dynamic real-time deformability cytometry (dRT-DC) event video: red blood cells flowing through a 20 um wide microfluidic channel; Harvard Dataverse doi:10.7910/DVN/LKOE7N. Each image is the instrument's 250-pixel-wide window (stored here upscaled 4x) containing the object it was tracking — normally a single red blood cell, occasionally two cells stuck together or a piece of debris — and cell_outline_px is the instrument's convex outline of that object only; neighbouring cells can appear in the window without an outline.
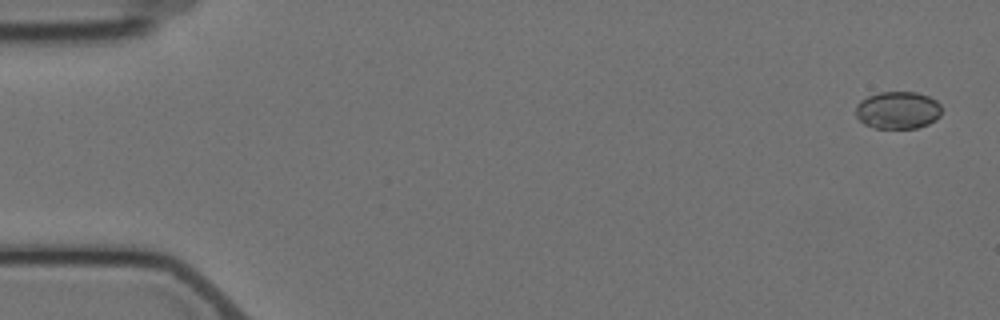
{"species": "Egyptian fruit bat (a non-hibernating species)", "species_latin": "Rousettus aegyptiacus", "temperature_condition": "cold", "stored_images_in_passage": 6, "camera_frame_rate_fps": 3000, "um_per_image_px": 0.085, "animal": {"sex": "female"}, "frame": {"image": 1, "passage_image": 1, "time_ms": 0.0, "image_size_px": [1000, 320], "cell_outline_px": [[940, 116], [936, 120], [928, 124], [916, 128], [876, 128], [864, 124], [856, 116], [856, 104], [860, 100], [868, 96], [880, 92], [916, 92], [928, 96], [936, 100], [940, 104]], "centroid_in_image_um": [76.31, 9.36], "position_along_channel_um": 8.7, "area_um2": 18.79}}
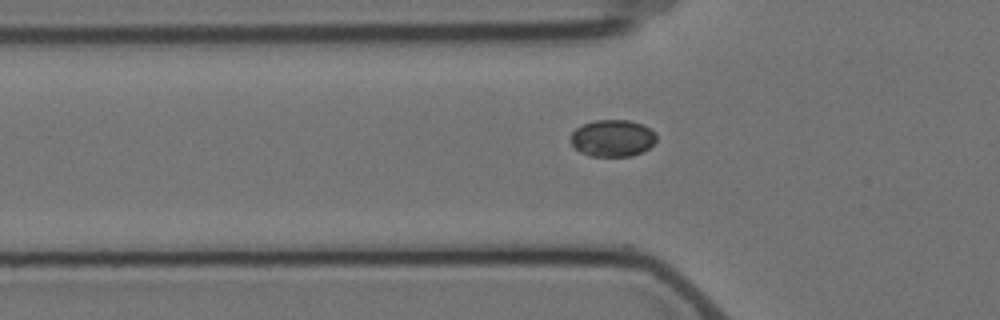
{"frame": {"image": 2, "passage_image": 6, "time_ms": 5.667, "image_size_px": [1000, 320], "cell_outline_px": [[656, 140], [648, 148], [632, 156], [588, 156], [580, 152], [568, 140], [568, 136], [576, 128], [584, 124], [596, 120], [628, 120], [644, 124], [656, 132]], "centroid_in_image_um": [52.04, 11.74], "position_along_channel_um": 73.8, "area_um2": 18.61}}